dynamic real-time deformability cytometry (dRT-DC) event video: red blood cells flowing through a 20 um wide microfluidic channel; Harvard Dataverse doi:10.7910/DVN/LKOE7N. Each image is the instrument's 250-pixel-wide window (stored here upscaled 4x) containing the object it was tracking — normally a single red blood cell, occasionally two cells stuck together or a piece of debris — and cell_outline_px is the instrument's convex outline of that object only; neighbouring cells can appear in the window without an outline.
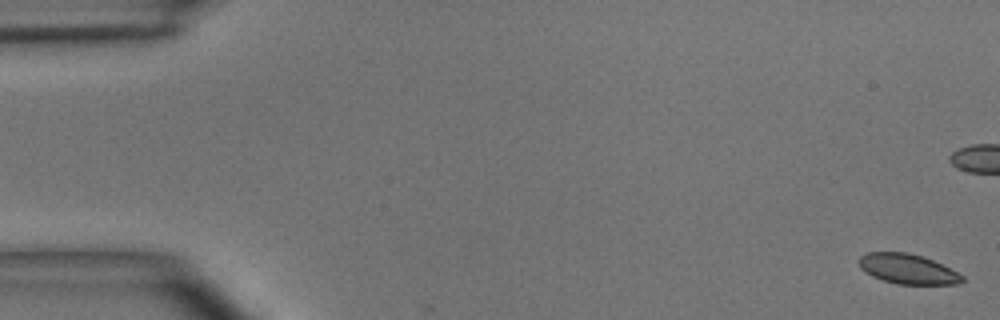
{"species": "common noctule bat (a hibernating species)", "species_latin": "Nyctalus noctula", "temperature_condition": "room temperature", "stored_images_in_passage": 51, "camera_frame_rate_fps": 3000, "um_per_image_px": 0.085, "animal": {"sex": "male", "body_mass_g": 15.6}, "frame": {"image": 1, "passage_image": 1, "time_ms": 0.0, "image_size_px": [1000, 320], "cell_outline_px": [[964, 280], [960, 284], [896, 284], [872, 276], [860, 268], [856, 260], [860, 256], [868, 252], [908, 252], [932, 260], [964, 276]], "centroid_in_image_um": [77.11, 22.86], "position_along_channel_um": 7.9, "area_um2": 17.92}}
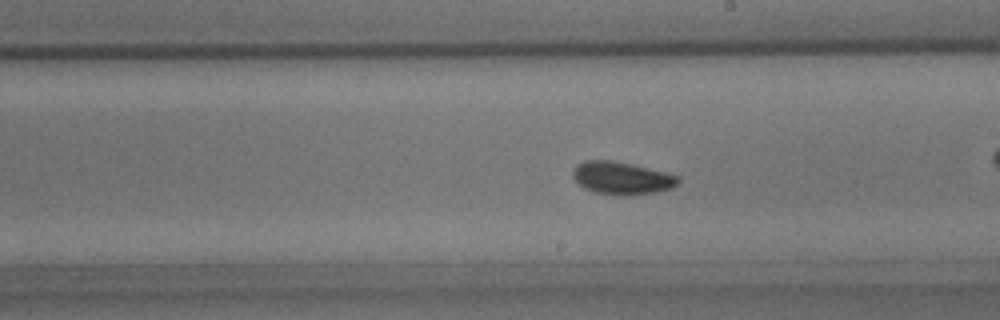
{"frame": {"image": 2, "passage_image": 29, "time_ms": 9.333, "image_size_px": [1000, 320], "cell_outline_px": [[680, 180], [672, 188], [656, 192], [596, 192], [584, 188], [572, 176], [572, 172], [576, 164], [584, 160], [612, 160], [632, 164], [680, 176]], "centroid_in_image_um": [52.83, 15.07], "position_along_channel_um": 236.2, "area_um2": 19.13}, "authors_computed_cell_mechanics": {"area_um2": 19.074, "velocity_mm_per_s": 3.9117, "shape_relaxation_time_tau1_ms": 2.9105, "shape_relaxation_time_tau2_ms": 1.1055, "deformation_change_tau1": 0.0625, "deformation_change_tau2": 0.0436}}